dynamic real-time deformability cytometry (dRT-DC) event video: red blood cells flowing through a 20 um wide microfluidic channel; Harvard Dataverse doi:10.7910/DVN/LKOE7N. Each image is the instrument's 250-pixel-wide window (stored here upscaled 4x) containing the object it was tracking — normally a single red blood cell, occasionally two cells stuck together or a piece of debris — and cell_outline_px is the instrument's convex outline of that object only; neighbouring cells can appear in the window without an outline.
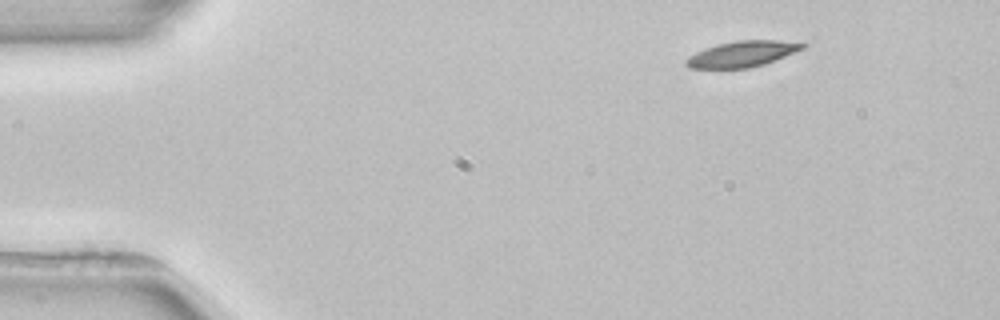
{"species": "common noctule bat (a hibernating species)", "species_latin": "Nyctalus noctula", "temperature_condition": "room temperature", "stored_images_in_passage": 4, "segment_of_instrument_passage": [1, 2], "camera_frame_rate_fps": 3000, "um_per_image_px": 0.085, "animal": {"sex": "female", "body_mass_g": 22.7, "forearm_length_mm": 54.2}, "frame": {"image": 1, "passage_image": 1, "time_ms": 0.0, "image_size_px": [1000, 320], "cell_outline_px": [[808, 44], [804, 48], [764, 64], [748, 68], [688, 68], [684, 64], [684, 60], [688, 56], [704, 48], [736, 40], [780, 40]], "centroid_in_image_um": [63.04, 4.58], "position_along_channel_um": 22.0, "area_um2": 17.46}}
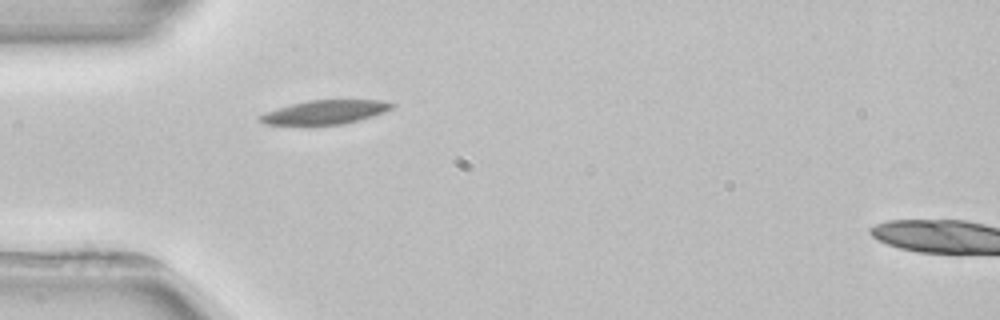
{"frame": {"image": 2, "passage_image": 3, "time_ms": 3.0, "image_size_px": [1000, 320], "cell_outline_px": [[396, 104], [392, 108], [384, 112], [360, 120], [344, 124], [264, 124], [256, 120], [256, 116], [264, 112], [292, 104], [308, 100], [380, 100]], "centroid_in_image_um": [27.6, 9.53], "position_along_channel_um": 57.4, "area_um2": 18.32}}